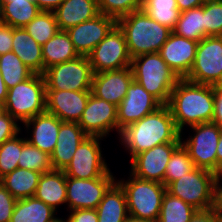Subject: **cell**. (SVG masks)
<instances>
[{"label": "cell", "mask_w": 222, "mask_h": 222, "mask_svg": "<svg viewBox=\"0 0 222 222\" xmlns=\"http://www.w3.org/2000/svg\"><path fill=\"white\" fill-rule=\"evenodd\" d=\"M133 80L131 67L120 70L94 73L91 93L100 99L118 106L125 98L128 86Z\"/></svg>", "instance_id": "ffe728a7"}, {"label": "cell", "mask_w": 222, "mask_h": 222, "mask_svg": "<svg viewBox=\"0 0 222 222\" xmlns=\"http://www.w3.org/2000/svg\"><path fill=\"white\" fill-rule=\"evenodd\" d=\"M130 67L133 79L162 105H167L170 94L180 78L161 55L158 52L138 55L132 58Z\"/></svg>", "instance_id": "277c9868"}, {"label": "cell", "mask_w": 222, "mask_h": 222, "mask_svg": "<svg viewBox=\"0 0 222 222\" xmlns=\"http://www.w3.org/2000/svg\"><path fill=\"white\" fill-rule=\"evenodd\" d=\"M0 71L7 89L25 81L34 74L13 51L0 55Z\"/></svg>", "instance_id": "836d02e7"}, {"label": "cell", "mask_w": 222, "mask_h": 222, "mask_svg": "<svg viewBox=\"0 0 222 222\" xmlns=\"http://www.w3.org/2000/svg\"><path fill=\"white\" fill-rule=\"evenodd\" d=\"M2 23V2L0 0V24Z\"/></svg>", "instance_id": "91938a15"}, {"label": "cell", "mask_w": 222, "mask_h": 222, "mask_svg": "<svg viewBox=\"0 0 222 222\" xmlns=\"http://www.w3.org/2000/svg\"><path fill=\"white\" fill-rule=\"evenodd\" d=\"M55 213L52 207L33 196L16 201L10 222H50Z\"/></svg>", "instance_id": "f1b7e54d"}, {"label": "cell", "mask_w": 222, "mask_h": 222, "mask_svg": "<svg viewBox=\"0 0 222 222\" xmlns=\"http://www.w3.org/2000/svg\"><path fill=\"white\" fill-rule=\"evenodd\" d=\"M16 201L0 182V222H10Z\"/></svg>", "instance_id": "b9f144b4"}, {"label": "cell", "mask_w": 222, "mask_h": 222, "mask_svg": "<svg viewBox=\"0 0 222 222\" xmlns=\"http://www.w3.org/2000/svg\"><path fill=\"white\" fill-rule=\"evenodd\" d=\"M181 143H163L131 159L130 173L137 178L163 183L167 163Z\"/></svg>", "instance_id": "2e32d148"}, {"label": "cell", "mask_w": 222, "mask_h": 222, "mask_svg": "<svg viewBox=\"0 0 222 222\" xmlns=\"http://www.w3.org/2000/svg\"><path fill=\"white\" fill-rule=\"evenodd\" d=\"M222 33V1L204 4V38Z\"/></svg>", "instance_id": "ab89813d"}, {"label": "cell", "mask_w": 222, "mask_h": 222, "mask_svg": "<svg viewBox=\"0 0 222 222\" xmlns=\"http://www.w3.org/2000/svg\"><path fill=\"white\" fill-rule=\"evenodd\" d=\"M6 112L18 122L46 111V85L42 74L34 73L30 78L8 89L4 104Z\"/></svg>", "instance_id": "5b68a950"}, {"label": "cell", "mask_w": 222, "mask_h": 222, "mask_svg": "<svg viewBox=\"0 0 222 222\" xmlns=\"http://www.w3.org/2000/svg\"><path fill=\"white\" fill-rule=\"evenodd\" d=\"M18 168L39 173L53 170L50 155L31 145L25 138H22V151L18 160Z\"/></svg>", "instance_id": "d590c367"}, {"label": "cell", "mask_w": 222, "mask_h": 222, "mask_svg": "<svg viewBox=\"0 0 222 222\" xmlns=\"http://www.w3.org/2000/svg\"><path fill=\"white\" fill-rule=\"evenodd\" d=\"M24 29L40 45H44L59 31L57 19L53 11H40Z\"/></svg>", "instance_id": "e575fe53"}, {"label": "cell", "mask_w": 222, "mask_h": 222, "mask_svg": "<svg viewBox=\"0 0 222 222\" xmlns=\"http://www.w3.org/2000/svg\"><path fill=\"white\" fill-rule=\"evenodd\" d=\"M198 43L171 32L158 53L176 75L184 79L194 63Z\"/></svg>", "instance_id": "d6986e66"}, {"label": "cell", "mask_w": 222, "mask_h": 222, "mask_svg": "<svg viewBox=\"0 0 222 222\" xmlns=\"http://www.w3.org/2000/svg\"><path fill=\"white\" fill-rule=\"evenodd\" d=\"M177 129L211 122L213 118V86L180 79L167 103Z\"/></svg>", "instance_id": "7a4b0ae2"}, {"label": "cell", "mask_w": 222, "mask_h": 222, "mask_svg": "<svg viewBox=\"0 0 222 222\" xmlns=\"http://www.w3.org/2000/svg\"><path fill=\"white\" fill-rule=\"evenodd\" d=\"M221 73L222 39L219 36H207L199 41L194 63L184 79L213 86Z\"/></svg>", "instance_id": "8fae6325"}, {"label": "cell", "mask_w": 222, "mask_h": 222, "mask_svg": "<svg viewBox=\"0 0 222 222\" xmlns=\"http://www.w3.org/2000/svg\"><path fill=\"white\" fill-rule=\"evenodd\" d=\"M42 173L16 168L0 178V182L16 199L33 197Z\"/></svg>", "instance_id": "83f0119b"}, {"label": "cell", "mask_w": 222, "mask_h": 222, "mask_svg": "<svg viewBox=\"0 0 222 222\" xmlns=\"http://www.w3.org/2000/svg\"><path fill=\"white\" fill-rule=\"evenodd\" d=\"M21 132L17 120L7 112L0 117V145Z\"/></svg>", "instance_id": "60d3db41"}, {"label": "cell", "mask_w": 222, "mask_h": 222, "mask_svg": "<svg viewBox=\"0 0 222 222\" xmlns=\"http://www.w3.org/2000/svg\"><path fill=\"white\" fill-rule=\"evenodd\" d=\"M215 209L219 212L222 211V186L219 182H216Z\"/></svg>", "instance_id": "f907efd6"}, {"label": "cell", "mask_w": 222, "mask_h": 222, "mask_svg": "<svg viewBox=\"0 0 222 222\" xmlns=\"http://www.w3.org/2000/svg\"><path fill=\"white\" fill-rule=\"evenodd\" d=\"M91 91L46 90V112L63 122H79Z\"/></svg>", "instance_id": "ac0fdd59"}, {"label": "cell", "mask_w": 222, "mask_h": 222, "mask_svg": "<svg viewBox=\"0 0 222 222\" xmlns=\"http://www.w3.org/2000/svg\"><path fill=\"white\" fill-rule=\"evenodd\" d=\"M93 73L120 70L131 66L126 38L116 25L109 34L88 54Z\"/></svg>", "instance_id": "9c48e42d"}, {"label": "cell", "mask_w": 222, "mask_h": 222, "mask_svg": "<svg viewBox=\"0 0 222 222\" xmlns=\"http://www.w3.org/2000/svg\"><path fill=\"white\" fill-rule=\"evenodd\" d=\"M98 222H125L129 216L124 189L116 181L96 208Z\"/></svg>", "instance_id": "484cf974"}, {"label": "cell", "mask_w": 222, "mask_h": 222, "mask_svg": "<svg viewBox=\"0 0 222 222\" xmlns=\"http://www.w3.org/2000/svg\"><path fill=\"white\" fill-rule=\"evenodd\" d=\"M6 113L4 104H0V117Z\"/></svg>", "instance_id": "11a10c76"}, {"label": "cell", "mask_w": 222, "mask_h": 222, "mask_svg": "<svg viewBox=\"0 0 222 222\" xmlns=\"http://www.w3.org/2000/svg\"><path fill=\"white\" fill-rule=\"evenodd\" d=\"M92 66L87 56L55 64L42 74L46 90L91 91Z\"/></svg>", "instance_id": "ba28073f"}, {"label": "cell", "mask_w": 222, "mask_h": 222, "mask_svg": "<svg viewBox=\"0 0 222 222\" xmlns=\"http://www.w3.org/2000/svg\"><path fill=\"white\" fill-rule=\"evenodd\" d=\"M125 222H158L157 220H150V219H143V218H136L133 216H128Z\"/></svg>", "instance_id": "f5cc1de1"}, {"label": "cell", "mask_w": 222, "mask_h": 222, "mask_svg": "<svg viewBox=\"0 0 222 222\" xmlns=\"http://www.w3.org/2000/svg\"><path fill=\"white\" fill-rule=\"evenodd\" d=\"M219 1H222V0H202L203 5H204V4H208V3L219 2Z\"/></svg>", "instance_id": "9f6ffc18"}, {"label": "cell", "mask_w": 222, "mask_h": 222, "mask_svg": "<svg viewBox=\"0 0 222 222\" xmlns=\"http://www.w3.org/2000/svg\"><path fill=\"white\" fill-rule=\"evenodd\" d=\"M213 90H222V73L213 85Z\"/></svg>", "instance_id": "db71d44e"}, {"label": "cell", "mask_w": 222, "mask_h": 222, "mask_svg": "<svg viewBox=\"0 0 222 222\" xmlns=\"http://www.w3.org/2000/svg\"><path fill=\"white\" fill-rule=\"evenodd\" d=\"M78 125L88 136L104 138L114 129L118 132L117 106L91 93Z\"/></svg>", "instance_id": "9a60e30c"}, {"label": "cell", "mask_w": 222, "mask_h": 222, "mask_svg": "<svg viewBox=\"0 0 222 222\" xmlns=\"http://www.w3.org/2000/svg\"><path fill=\"white\" fill-rule=\"evenodd\" d=\"M99 12L118 20L142 9L143 0H97Z\"/></svg>", "instance_id": "f35d334b"}, {"label": "cell", "mask_w": 222, "mask_h": 222, "mask_svg": "<svg viewBox=\"0 0 222 222\" xmlns=\"http://www.w3.org/2000/svg\"><path fill=\"white\" fill-rule=\"evenodd\" d=\"M120 140L128 150L131 159L156 145L163 143H181L183 140L167 105L144 116L121 130Z\"/></svg>", "instance_id": "6da1fadb"}, {"label": "cell", "mask_w": 222, "mask_h": 222, "mask_svg": "<svg viewBox=\"0 0 222 222\" xmlns=\"http://www.w3.org/2000/svg\"><path fill=\"white\" fill-rule=\"evenodd\" d=\"M41 11H54L64 0H33Z\"/></svg>", "instance_id": "7dc6e473"}, {"label": "cell", "mask_w": 222, "mask_h": 222, "mask_svg": "<svg viewBox=\"0 0 222 222\" xmlns=\"http://www.w3.org/2000/svg\"><path fill=\"white\" fill-rule=\"evenodd\" d=\"M214 109L212 121L222 128V90H213Z\"/></svg>", "instance_id": "bcb514c9"}, {"label": "cell", "mask_w": 222, "mask_h": 222, "mask_svg": "<svg viewBox=\"0 0 222 222\" xmlns=\"http://www.w3.org/2000/svg\"><path fill=\"white\" fill-rule=\"evenodd\" d=\"M167 191L197 210L215 208L216 174L195 167L192 171L173 181Z\"/></svg>", "instance_id": "52a82bcc"}, {"label": "cell", "mask_w": 222, "mask_h": 222, "mask_svg": "<svg viewBox=\"0 0 222 222\" xmlns=\"http://www.w3.org/2000/svg\"><path fill=\"white\" fill-rule=\"evenodd\" d=\"M62 219H63V218L60 219L59 217H58V218L55 217V218H54L52 221H50V222H67V220H64V219L62 220Z\"/></svg>", "instance_id": "6f0895ef"}, {"label": "cell", "mask_w": 222, "mask_h": 222, "mask_svg": "<svg viewBox=\"0 0 222 222\" xmlns=\"http://www.w3.org/2000/svg\"><path fill=\"white\" fill-rule=\"evenodd\" d=\"M193 136L181 141L188 151L194 166L217 174V146L220 137V127L213 122H205L190 126Z\"/></svg>", "instance_id": "30bf717a"}, {"label": "cell", "mask_w": 222, "mask_h": 222, "mask_svg": "<svg viewBox=\"0 0 222 222\" xmlns=\"http://www.w3.org/2000/svg\"><path fill=\"white\" fill-rule=\"evenodd\" d=\"M61 121L57 116L44 112L28 119L24 122V126L30 129L33 126L32 137L26 138L27 141L51 155L56 147L58 133Z\"/></svg>", "instance_id": "7402d4cb"}, {"label": "cell", "mask_w": 222, "mask_h": 222, "mask_svg": "<svg viewBox=\"0 0 222 222\" xmlns=\"http://www.w3.org/2000/svg\"><path fill=\"white\" fill-rule=\"evenodd\" d=\"M217 174L222 170V128H220V137L217 146Z\"/></svg>", "instance_id": "681fc988"}, {"label": "cell", "mask_w": 222, "mask_h": 222, "mask_svg": "<svg viewBox=\"0 0 222 222\" xmlns=\"http://www.w3.org/2000/svg\"><path fill=\"white\" fill-rule=\"evenodd\" d=\"M9 1H14V0H1V2H9Z\"/></svg>", "instance_id": "94428289"}, {"label": "cell", "mask_w": 222, "mask_h": 222, "mask_svg": "<svg viewBox=\"0 0 222 222\" xmlns=\"http://www.w3.org/2000/svg\"><path fill=\"white\" fill-rule=\"evenodd\" d=\"M34 197L57 211V206L66 203V174L63 170L42 173Z\"/></svg>", "instance_id": "d4e9b609"}, {"label": "cell", "mask_w": 222, "mask_h": 222, "mask_svg": "<svg viewBox=\"0 0 222 222\" xmlns=\"http://www.w3.org/2000/svg\"><path fill=\"white\" fill-rule=\"evenodd\" d=\"M127 181H117L124 189L130 216L158 220L162 199L167 191L163 183L143 180L130 173Z\"/></svg>", "instance_id": "8992f818"}, {"label": "cell", "mask_w": 222, "mask_h": 222, "mask_svg": "<svg viewBox=\"0 0 222 222\" xmlns=\"http://www.w3.org/2000/svg\"><path fill=\"white\" fill-rule=\"evenodd\" d=\"M12 51L34 73H44L42 45L38 44L24 28H13Z\"/></svg>", "instance_id": "cb8c5ba5"}, {"label": "cell", "mask_w": 222, "mask_h": 222, "mask_svg": "<svg viewBox=\"0 0 222 222\" xmlns=\"http://www.w3.org/2000/svg\"><path fill=\"white\" fill-rule=\"evenodd\" d=\"M44 71L55 64L68 62L78 56L74 45L66 31H58L51 39L42 45Z\"/></svg>", "instance_id": "4316f807"}, {"label": "cell", "mask_w": 222, "mask_h": 222, "mask_svg": "<svg viewBox=\"0 0 222 222\" xmlns=\"http://www.w3.org/2000/svg\"><path fill=\"white\" fill-rule=\"evenodd\" d=\"M162 104L134 79L128 86L125 98L117 106L118 134L126 126L156 111Z\"/></svg>", "instance_id": "5bb4252c"}, {"label": "cell", "mask_w": 222, "mask_h": 222, "mask_svg": "<svg viewBox=\"0 0 222 222\" xmlns=\"http://www.w3.org/2000/svg\"><path fill=\"white\" fill-rule=\"evenodd\" d=\"M115 182L110 170L102 177L92 179L66 176V204L69 210L96 209L104 194Z\"/></svg>", "instance_id": "7c38bea8"}, {"label": "cell", "mask_w": 222, "mask_h": 222, "mask_svg": "<svg viewBox=\"0 0 222 222\" xmlns=\"http://www.w3.org/2000/svg\"><path fill=\"white\" fill-rule=\"evenodd\" d=\"M190 222H222L220 212L213 209L197 210Z\"/></svg>", "instance_id": "f6af8a7d"}, {"label": "cell", "mask_w": 222, "mask_h": 222, "mask_svg": "<svg viewBox=\"0 0 222 222\" xmlns=\"http://www.w3.org/2000/svg\"><path fill=\"white\" fill-rule=\"evenodd\" d=\"M13 27L10 25L0 24V55L12 51Z\"/></svg>", "instance_id": "ee69618b"}, {"label": "cell", "mask_w": 222, "mask_h": 222, "mask_svg": "<svg viewBox=\"0 0 222 222\" xmlns=\"http://www.w3.org/2000/svg\"><path fill=\"white\" fill-rule=\"evenodd\" d=\"M116 25L115 18L100 13L90 20L69 28L66 32L78 54L88 56Z\"/></svg>", "instance_id": "e0dca14e"}, {"label": "cell", "mask_w": 222, "mask_h": 222, "mask_svg": "<svg viewBox=\"0 0 222 222\" xmlns=\"http://www.w3.org/2000/svg\"><path fill=\"white\" fill-rule=\"evenodd\" d=\"M142 10L153 20L173 30L180 17L176 0H143Z\"/></svg>", "instance_id": "1f68e13d"}, {"label": "cell", "mask_w": 222, "mask_h": 222, "mask_svg": "<svg viewBox=\"0 0 222 222\" xmlns=\"http://www.w3.org/2000/svg\"><path fill=\"white\" fill-rule=\"evenodd\" d=\"M102 137L88 136L76 149L69 165L63 170L67 177L77 179L99 178L110 169L102 156Z\"/></svg>", "instance_id": "4fadbf2b"}, {"label": "cell", "mask_w": 222, "mask_h": 222, "mask_svg": "<svg viewBox=\"0 0 222 222\" xmlns=\"http://www.w3.org/2000/svg\"><path fill=\"white\" fill-rule=\"evenodd\" d=\"M88 135L77 122H62L58 133L56 147L50 155L54 170H64L71 162L80 143Z\"/></svg>", "instance_id": "44dd1931"}, {"label": "cell", "mask_w": 222, "mask_h": 222, "mask_svg": "<svg viewBox=\"0 0 222 222\" xmlns=\"http://www.w3.org/2000/svg\"><path fill=\"white\" fill-rule=\"evenodd\" d=\"M178 9L182 11L194 9L196 7L202 6V0H176Z\"/></svg>", "instance_id": "c3c4849f"}, {"label": "cell", "mask_w": 222, "mask_h": 222, "mask_svg": "<svg viewBox=\"0 0 222 222\" xmlns=\"http://www.w3.org/2000/svg\"><path fill=\"white\" fill-rule=\"evenodd\" d=\"M195 168L188 151L182 144L172 153L167 163L163 184L168 187L173 181L178 180L182 176Z\"/></svg>", "instance_id": "8d00e7d4"}, {"label": "cell", "mask_w": 222, "mask_h": 222, "mask_svg": "<svg viewBox=\"0 0 222 222\" xmlns=\"http://www.w3.org/2000/svg\"><path fill=\"white\" fill-rule=\"evenodd\" d=\"M8 89L6 87V84L2 78V74L0 71V104H5L7 99Z\"/></svg>", "instance_id": "816d5d0a"}, {"label": "cell", "mask_w": 222, "mask_h": 222, "mask_svg": "<svg viewBox=\"0 0 222 222\" xmlns=\"http://www.w3.org/2000/svg\"><path fill=\"white\" fill-rule=\"evenodd\" d=\"M41 10L33 0L2 2V23L24 28Z\"/></svg>", "instance_id": "f546056e"}, {"label": "cell", "mask_w": 222, "mask_h": 222, "mask_svg": "<svg viewBox=\"0 0 222 222\" xmlns=\"http://www.w3.org/2000/svg\"><path fill=\"white\" fill-rule=\"evenodd\" d=\"M53 12L60 31H67L100 14L97 0H64Z\"/></svg>", "instance_id": "603a6c76"}, {"label": "cell", "mask_w": 222, "mask_h": 222, "mask_svg": "<svg viewBox=\"0 0 222 222\" xmlns=\"http://www.w3.org/2000/svg\"><path fill=\"white\" fill-rule=\"evenodd\" d=\"M197 209L168 191L163 196L158 222H190Z\"/></svg>", "instance_id": "d6a6232c"}, {"label": "cell", "mask_w": 222, "mask_h": 222, "mask_svg": "<svg viewBox=\"0 0 222 222\" xmlns=\"http://www.w3.org/2000/svg\"><path fill=\"white\" fill-rule=\"evenodd\" d=\"M22 138L18 134L0 145V178L18 168Z\"/></svg>", "instance_id": "74e56055"}, {"label": "cell", "mask_w": 222, "mask_h": 222, "mask_svg": "<svg viewBox=\"0 0 222 222\" xmlns=\"http://www.w3.org/2000/svg\"><path fill=\"white\" fill-rule=\"evenodd\" d=\"M123 31L131 58L141 54L157 53L172 32L150 18L142 9L117 20Z\"/></svg>", "instance_id": "3957f363"}, {"label": "cell", "mask_w": 222, "mask_h": 222, "mask_svg": "<svg viewBox=\"0 0 222 222\" xmlns=\"http://www.w3.org/2000/svg\"><path fill=\"white\" fill-rule=\"evenodd\" d=\"M221 177H222V170L219 174H216V182H220V179H222Z\"/></svg>", "instance_id": "680465c9"}, {"label": "cell", "mask_w": 222, "mask_h": 222, "mask_svg": "<svg viewBox=\"0 0 222 222\" xmlns=\"http://www.w3.org/2000/svg\"><path fill=\"white\" fill-rule=\"evenodd\" d=\"M67 222H98L96 209H75L68 215Z\"/></svg>", "instance_id": "7bdbcfd3"}, {"label": "cell", "mask_w": 222, "mask_h": 222, "mask_svg": "<svg viewBox=\"0 0 222 222\" xmlns=\"http://www.w3.org/2000/svg\"><path fill=\"white\" fill-rule=\"evenodd\" d=\"M178 36L199 42L204 38V5L182 11L172 30Z\"/></svg>", "instance_id": "4dcf8cb0"}]
</instances>
